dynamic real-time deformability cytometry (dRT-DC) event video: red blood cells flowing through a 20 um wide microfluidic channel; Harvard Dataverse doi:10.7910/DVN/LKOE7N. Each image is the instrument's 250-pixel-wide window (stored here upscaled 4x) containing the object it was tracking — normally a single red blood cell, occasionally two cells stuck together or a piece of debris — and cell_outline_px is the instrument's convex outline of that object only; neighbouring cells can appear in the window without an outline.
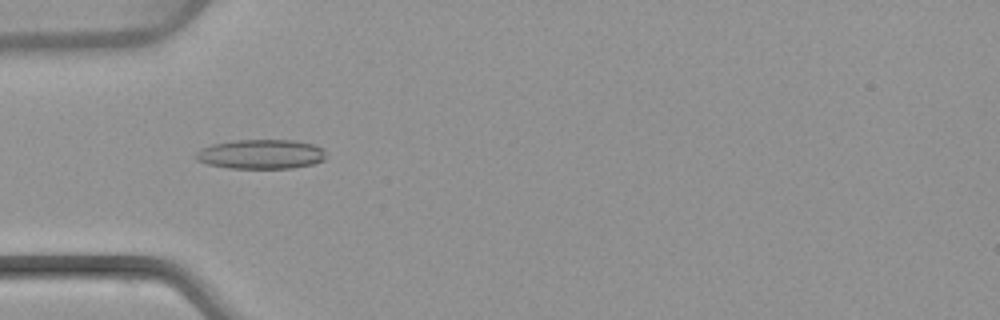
{"species": "common noctule bat (a hibernating species)", "species_latin": "Nyctalus noctula", "temperature_condition": "warm", "stored_images_in_passage": 50, "camera_frame_rate_fps": 3000, "um_per_image_px": 0.085, "animal": {"sex": "female", "body_mass_g": 22.7, "forearm_length_mm": 54.2}, "frame": {"image": 1, "passage_image": 16, "time_ms": 5.0, "image_size_px": [1000, 320], "cell_outline_px": [[324, 160], [312, 164], [292, 168], [228, 168], [208, 164], [196, 160], [196, 152], [200, 148], [212, 144], [232, 140], [296, 140], [312, 144], [324, 148]], "centroid_in_image_um": [22.16, 13.1], "position_along_channel_um": 62.8, "area_um2": 22.43}}
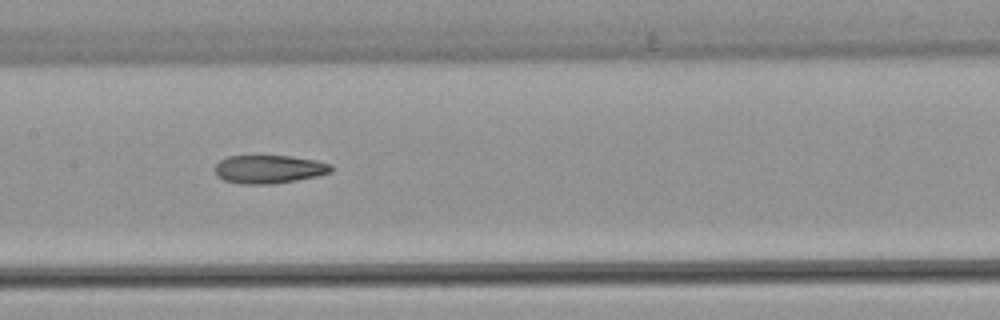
{"frame": {"image": 2, "passage_image": 25, "time_ms": 8.0, "image_size_px": [1000, 320], "cell_outline_px": [[332, 172], [316, 176], [296, 180], [272, 184], [240, 184], [224, 180], [216, 176], [216, 164], [220, 160], [228, 156], [292, 156], [316, 160], [332, 164]], "centroid_in_image_um": [22.87, 14.38], "position_along_channel_um": 184.5, "area_um2": 19.19}}
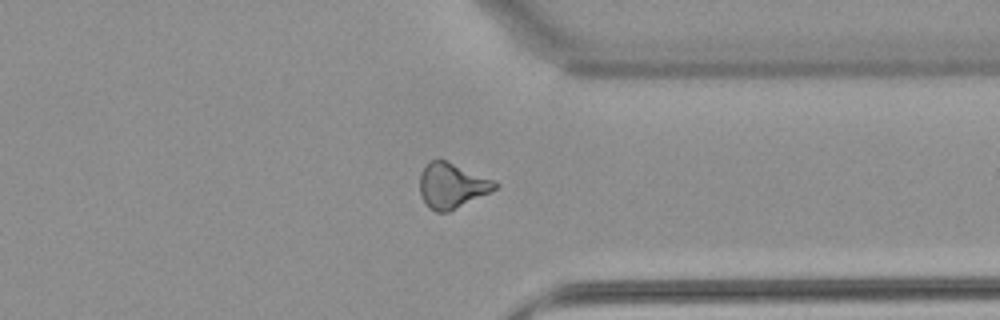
{"frame": {"image": 3, "passage_image": 39, "time_ms": 12.667, "image_size_px": [1000, 320], "cell_outline_px": [[500, 184], [492, 192], [448, 212], [436, 212], [428, 208], [424, 204], [420, 196], [420, 172], [432, 160], [444, 160], [492, 180]], "centroid_in_image_um": [38.38, 15.82], "position_along_channel_um": 373.0, "area_um2": 19.59}, "authors_computed_cell_mechanics": {"area_um2": 20.3456, "velocity_mm_per_s": 4.0998, "shape_relaxation_time_tau1_ms": null, "shape_relaxation_time_tau2_ms": 2.3281, "deformation_change_tau1": null, "deformation_change_tau2": 0.1081}}